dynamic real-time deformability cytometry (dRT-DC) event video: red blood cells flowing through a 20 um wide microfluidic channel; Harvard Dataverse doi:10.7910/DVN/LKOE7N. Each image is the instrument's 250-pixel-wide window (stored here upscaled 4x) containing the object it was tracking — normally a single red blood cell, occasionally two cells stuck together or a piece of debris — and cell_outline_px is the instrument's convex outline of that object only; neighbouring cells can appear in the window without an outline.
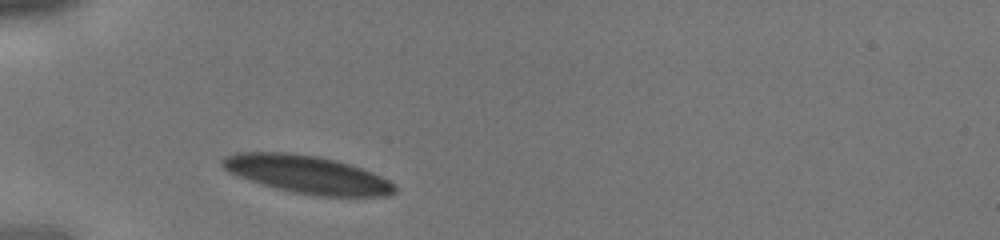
{"species": "human", "species_latin": "Homo sapiens", "temperature_condition": "cold", "stored_images_in_passage": 2, "camera_frame_rate_fps": 3000, "um_per_image_px": 0.085, "donor": {"sex": "male"}, "frame": {"image": 1, "passage_image": 1, "time_ms": 0.0, "image_size_px": [1000, 240], "cell_outline_px": [[396, 192], [388, 196], [316, 196], [276, 188], [240, 176], [224, 168], [220, 164], [220, 160], [224, 156], [236, 152], [288, 152], [320, 156], [352, 164], [372, 172], [388, 180], [396, 188]], "centroid_in_image_um": [26.13, 14.81], "position_along_channel_um": 58.9, "area_um2": 37.8}}
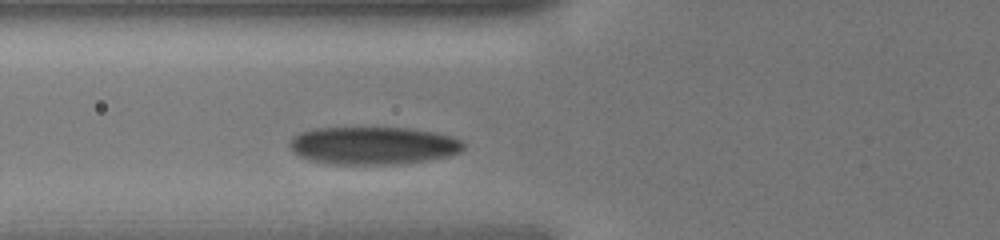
{"frame": {"image": 2, "passage_image": 2, "time_ms": 0.333, "image_size_px": [1000, 240], "cell_outline_px": [[464, 148], [460, 152], [448, 156], [424, 160], [392, 164], [328, 164], [312, 160], [300, 156], [292, 152], [288, 144], [292, 136], [300, 132], [316, 128], [408, 128], [436, 132], [452, 136], [460, 140], [464, 144]], "centroid_in_image_um": [31.69, 12.36], "position_along_channel_um": 94.1, "area_um2": 38.21}}